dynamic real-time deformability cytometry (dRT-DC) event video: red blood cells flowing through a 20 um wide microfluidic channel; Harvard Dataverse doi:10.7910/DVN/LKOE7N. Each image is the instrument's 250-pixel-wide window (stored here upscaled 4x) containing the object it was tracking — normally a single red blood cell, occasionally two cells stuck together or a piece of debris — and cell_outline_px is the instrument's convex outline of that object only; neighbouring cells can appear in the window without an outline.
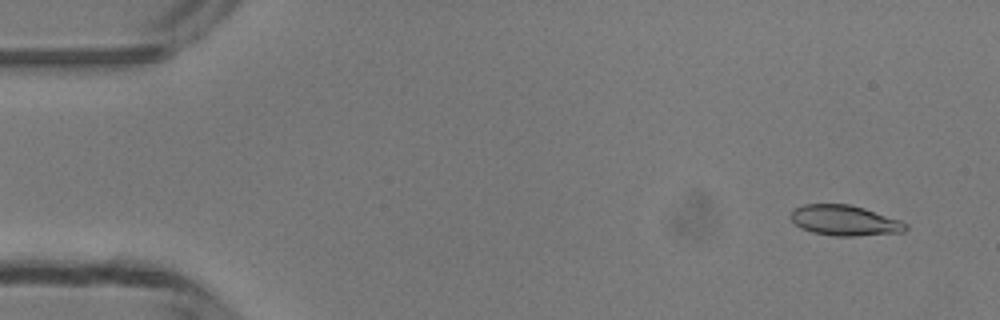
{"species": "common noctule bat (a hibernating species)", "species_latin": "Nyctalus noctula", "temperature_condition": "room temperature", "stored_images_in_passage": 49, "camera_frame_rate_fps": 3000, "um_per_image_px": 0.085, "animal": {"sex": "male", "body_mass_g": 13.3}, "frame": {"image": 1, "passage_image": 3, "time_ms": 0.667, "image_size_px": [1000, 320], "cell_outline_px": [[908, 228], [904, 232], [856, 236], [832, 236], [812, 232], [800, 228], [792, 220], [792, 208], [804, 204], [848, 204], [864, 208], [900, 220], [908, 224]], "centroid_in_image_um": [71.8, 18.74], "position_along_channel_um": 13.2, "area_um2": 20.4}}
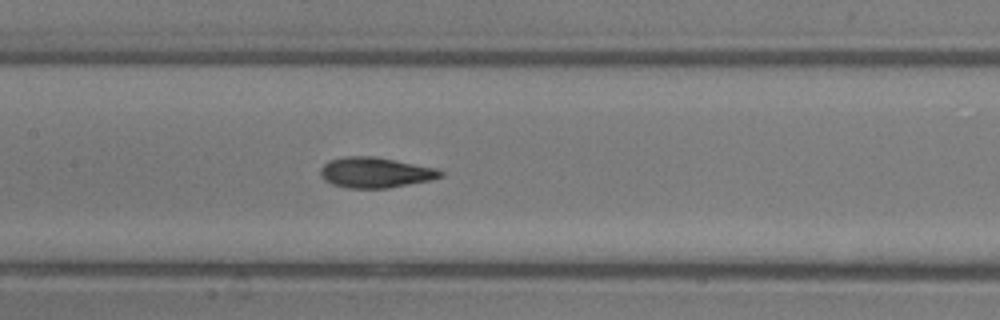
{"frame": {"image": 2, "passage_image": 23, "time_ms": 7.333, "image_size_px": [1000, 320], "cell_outline_px": [[444, 176], [428, 180], [388, 188], [348, 188], [332, 184], [324, 180], [320, 176], [320, 168], [328, 160], [344, 156], [376, 156], [436, 168], [444, 172]], "centroid_in_image_um": [31.87, 14.65], "position_along_channel_um": 175.5, "area_um2": 21.39}}
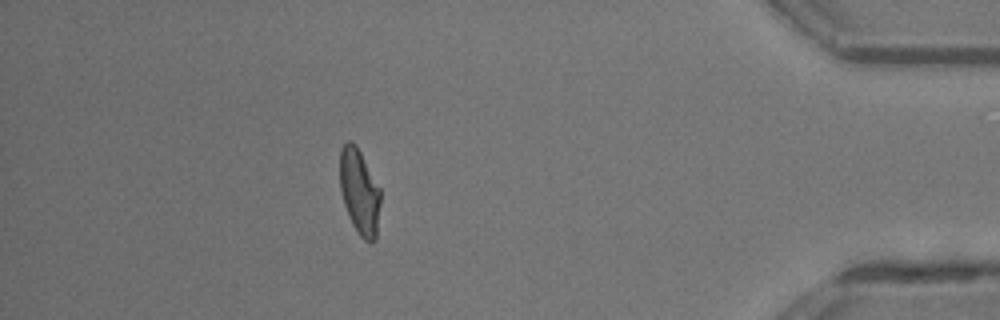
{"frame": {"image": 3, "passage_image": 43, "time_ms": 14.0, "image_size_px": [1000, 320], "cell_outline_px": [[380, 204], [376, 240], [372, 244], [364, 240], [360, 236], [352, 224], [348, 216], [344, 204], [340, 188], [340, 152], [344, 144], [348, 140], [352, 140], [356, 144], [380, 188]], "centroid_in_image_um": [30.56, 16.32], "position_along_channel_um": 404.6, "area_um2": 20.35}, "authors_computed_cell_mechanics": {"area_um2": 20.6924, "velocity_mm_per_s": 4.1971, "shape_relaxation_time_tau1_ms": 6.5331, "shape_relaxation_time_tau2_ms": 1.287, "deformation_change_tau1": 0.2019, "deformation_change_tau2": 0.0747}}